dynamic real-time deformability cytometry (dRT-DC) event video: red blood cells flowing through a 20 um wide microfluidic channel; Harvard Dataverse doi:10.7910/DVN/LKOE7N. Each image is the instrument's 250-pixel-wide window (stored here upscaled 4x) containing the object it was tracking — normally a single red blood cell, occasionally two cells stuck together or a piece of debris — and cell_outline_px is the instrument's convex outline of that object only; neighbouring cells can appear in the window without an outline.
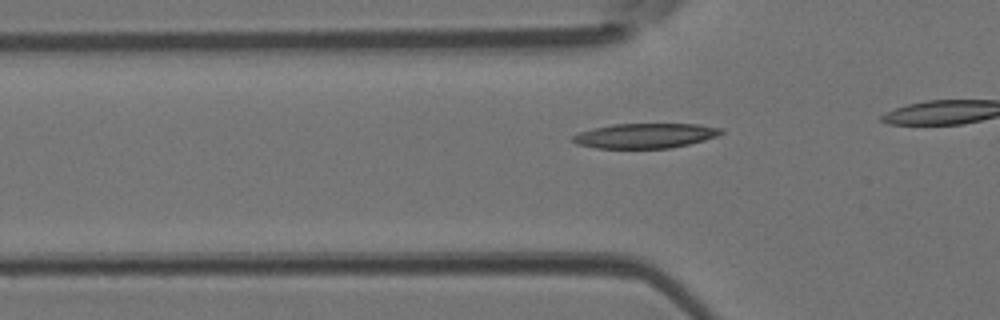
{"species": "Egyptian fruit bat (a non-hibernating species)", "species_latin": "Rousettus aegyptiacus", "temperature_condition": "room temperature", "stored_images_in_passage": 21, "camera_frame_rate_fps": 3000, "um_per_image_px": 0.085, "animal": {"sex": "female"}, "frame": {"image": 1, "passage_image": 10, "time_ms": 3.0, "image_size_px": [1000, 320], "cell_outline_px": [[724, 132], [716, 136], [704, 140], [672, 148], [596, 148], [576, 144], [572, 140], [572, 136], [580, 132], [592, 128], [612, 124], [700, 124], [724, 128]], "centroid_in_image_um": [54.85, 11.53], "position_along_channel_um": 70.9, "area_um2": 21.56}}
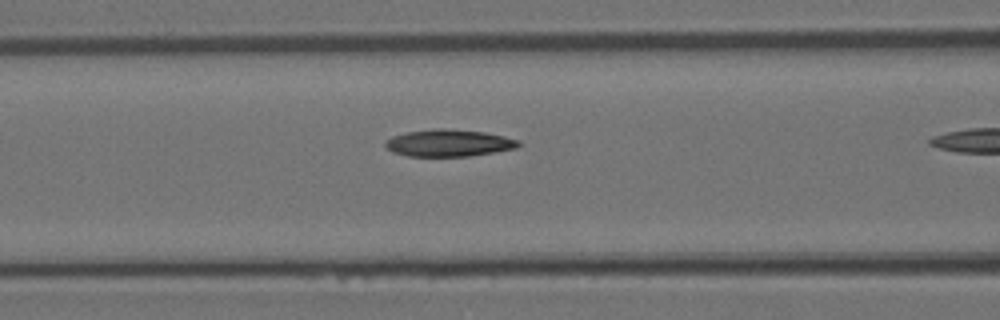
{"frame": {"image": 2, "passage_image": 14, "time_ms": 4.333, "image_size_px": [1000, 320], "cell_outline_px": [[520, 144], [516, 148], [468, 156], [408, 156], [392, 152], [384, 144], [384, 140], [392, 136], [404, 132], [436, 128], [444, 128], [484, 132], [504, 136], [520, 140]], "centroid_in_image_um": [38.1, 12.14], "position_along_channel_um": 128.5, "area_um2": 20.98}}